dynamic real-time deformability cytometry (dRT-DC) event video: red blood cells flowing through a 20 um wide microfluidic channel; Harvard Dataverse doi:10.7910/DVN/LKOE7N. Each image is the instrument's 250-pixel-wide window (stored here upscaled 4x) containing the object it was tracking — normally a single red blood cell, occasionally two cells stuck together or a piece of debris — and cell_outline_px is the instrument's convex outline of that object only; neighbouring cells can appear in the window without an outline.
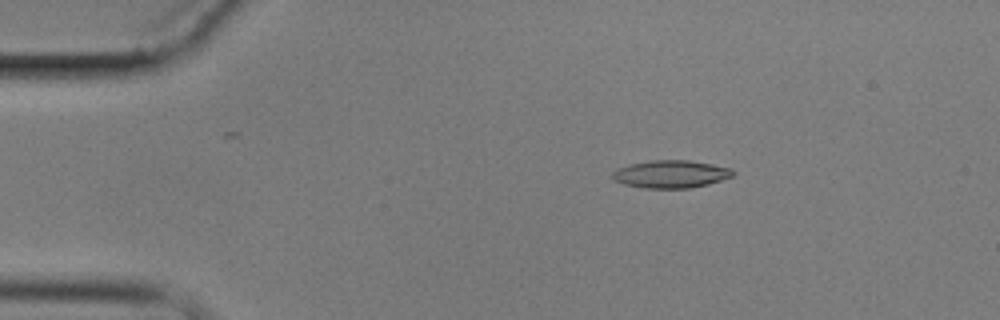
{"species": "common noctule bat (a hibernating species)", "species_latin": "Nyctalus noctula", "temperature_condition": "cold", "stored_images_in_passage": 4, "camera_frame_rate_fps": 3000, "um_per_image_px": 0.085, "animal": {"sex": "male", "body_mass_g": 17.9}, "frame": {"image": 1, "passage_image": 2, "time_ms": 1.333, "image_size_px": [1000, 320], "cell_outline_px": [[736, 172], [732, 176], [708, 184], [688, 188], [644, 188], [624, 184], [612, 180], [612, 172], [616, 168], [628, 164], [652, 160], [688, 160], [712, 164], [732, 168]], "centroid_in_image_um": [56.99, 14.79], "position_along_channel_um": 28.0, "area_um2": 19.54}}